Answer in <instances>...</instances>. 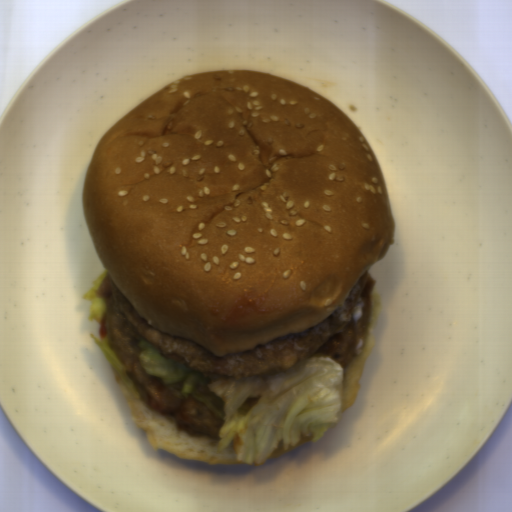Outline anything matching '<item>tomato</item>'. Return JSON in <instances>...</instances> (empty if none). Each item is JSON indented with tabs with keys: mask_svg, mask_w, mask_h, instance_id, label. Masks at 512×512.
<instances>
[{
	"mask_svg": "<svg viewBox=\"0 0 512 512\" xmlns=\"http://www.w3.org/2000/svg\"><path fill=\"white\" fill-rule=\"evenodd\" d=\"M99 333L102 340L109 334L107 328V311L99 322Z\"/></svg>",
	"mask_w": 512,
	"mask_h": 512,
	"instance_id": "1",
	"label": "tomato"
}]
</instances>
